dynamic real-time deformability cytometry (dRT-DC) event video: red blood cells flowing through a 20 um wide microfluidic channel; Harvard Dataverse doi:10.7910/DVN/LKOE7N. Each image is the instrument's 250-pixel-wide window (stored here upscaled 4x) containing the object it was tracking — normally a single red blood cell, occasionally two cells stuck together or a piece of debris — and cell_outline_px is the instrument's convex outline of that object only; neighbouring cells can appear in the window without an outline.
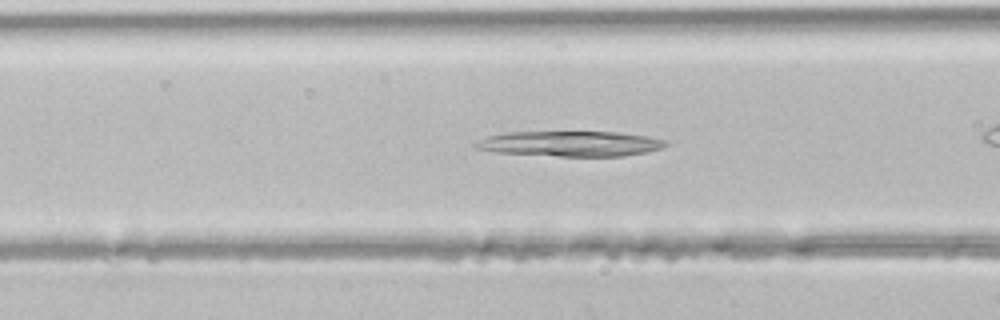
{"species": "common noctule bat (a hibernating species)", "species_latin": "Nyctalus noctula", "temperature_condition": "room temperature", "stored_images_in_passage": 29, "camera_frame_rate_fps": 3000, "um_per_image_px": 0.085, "animal": {"sex": "male", "body_mass_g": 21.5, "forearm_length_mm": 52.0}, "frame": {"image": 1, "passage_image": 5, "time_ms": 1.333, "image_size_px": [1000, 320], "cell_outline_px": [[668, 144], [660, 148], [648, 152], [624, 156], [560, 156], [496, 152], [476, 148], [472, 144], [488, 136], [508, 132], [616, 132], [648, 136], [668, 140]], "centroid_in_image_um": [48.53, 12.21], "position_along_channel_um": 118.1, "area_um2": 27.92}}
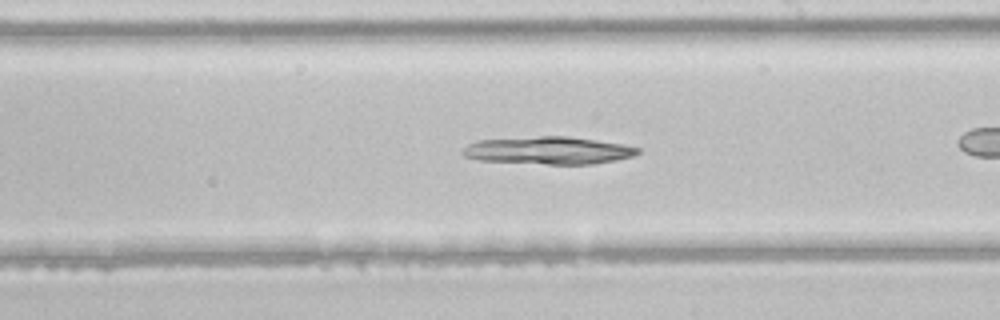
{"frame": {"image": 2, "passage_image": 13, "time_ms": 4.0, "image_size_px": [1000, 320], "cell_outline_px": [[640, 152], [632, 156], [616, 160], [592, 164], [548, 164], [476, 160], [464, 156], [460, 152], [468, 144], [480, 140], [540, 136], [568, 136], [624, 144], [640, 148]], "centroid_in_image_um": [46.62, 12.79], "position_along_channel_um": 242.4, "area_um2": 28.09}}